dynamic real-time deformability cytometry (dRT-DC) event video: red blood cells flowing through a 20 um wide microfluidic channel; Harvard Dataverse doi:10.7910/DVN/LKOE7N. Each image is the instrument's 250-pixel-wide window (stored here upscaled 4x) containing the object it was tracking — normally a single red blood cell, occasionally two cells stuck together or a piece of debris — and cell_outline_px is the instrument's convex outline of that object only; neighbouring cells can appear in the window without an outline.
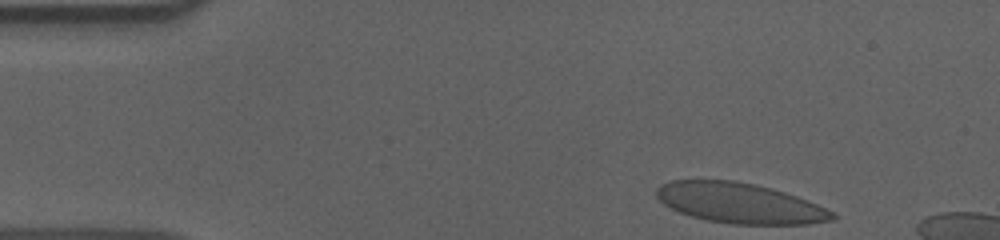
{"species": "human", "species_latin": "Homo sapiens", "temperature_condition": "cold", "stored_images_in_passage": 40, "camera_frame_rate_fps": 3000, "um_per_image_px": 0.085, "donor": {"sex": "male"}, "frame": {"image": 1, "passage_image": 1, "time_ms": 0.0, "image_size_px": [1000, 240], "cell_outline_px": [[836, 220], [808, 224], [728, 224], [708, 220], [692, 216], [680, 212], [664, 204], [656, 196], [656, 188], [660, 184], [672, 180], [736, 180], [756, 184], [772, 188], [808, 200], [832, 212], [836, 216]], "centroid_in_image_um": [62.88, 17.26], "position_along_channel_um": 22.1, "area_um2": 41.27}}
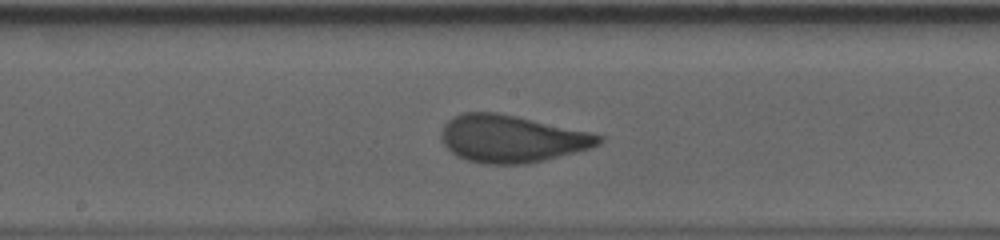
{"frame": {"image": 2, "passage_image": 23, "time_ms": 7.333, "image_size_px": [1000, 240], "cell_outline_px": [[604, 140], [600, 144], [588, 148], [544, 160], [528, 164], [484, 164], [464, 160], [456, 156], [444, 144], [440, 136], [440, 132], [444, 124], [452, 116], [460, 112], [500, 112], [592, 132], [604, 136]], "centroid_in_image_um": [43.46, 11.78], "position_along_channel_um": 204.7, "area_um2": 43.87}}
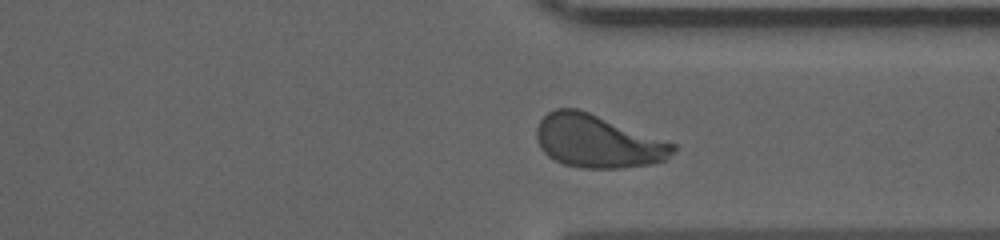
{"frame": {"image": 3, "passage_image": 36, "time_ms": 11.667, "image_size_px": [1000, 240], "cell_outline_px": [[676, 148], [668, 160], [652, 164], [624, 168], [580, 168], [564, 164], [548, 156], [540, 148], [536, 140], [536, 128], [540, 120], [548, 112], [556, 108], [576, 108], [588, 112], [676, 144]], "centroid_in_image_um": [50.79, 12.02], "position_along_channel_um": 360.6, "area_um2": 42.08}, "authors_computed_cell_mechanics": {"area_um2": 42.8587, "velocity_mm_per_s": 3.5952, "shape_relaxation_time_tau1_ms": 5.2516, "shape_relaxation_time_tau2_ms": null, "deformation_change_tau1": 0.1654, "deformation_change_tau2": null}}